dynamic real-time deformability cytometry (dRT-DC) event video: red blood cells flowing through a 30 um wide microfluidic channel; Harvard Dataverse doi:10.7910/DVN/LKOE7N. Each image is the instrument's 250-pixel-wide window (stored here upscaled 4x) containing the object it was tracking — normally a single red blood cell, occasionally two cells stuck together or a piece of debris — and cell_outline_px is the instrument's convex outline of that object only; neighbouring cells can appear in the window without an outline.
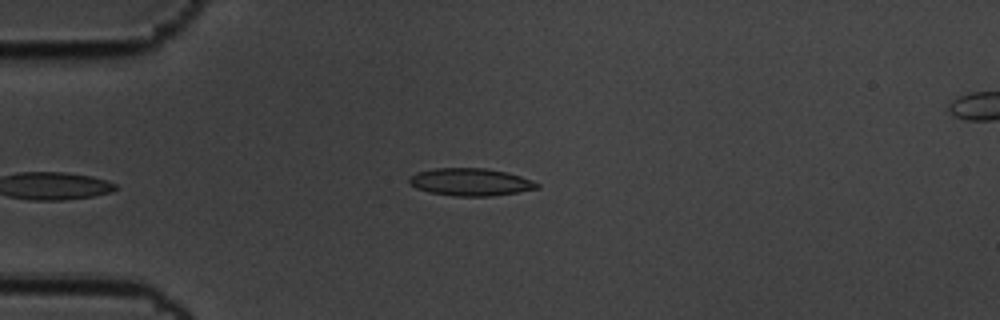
{"species": "common noctule bat (a hibernating species)", "species_latin": "Nyctalus noctula", "temperature_condition": "cold", "stored_images_in_passage": 5, "camera_frame_rate_fps": 3000, "um_per_image_px": 0.085, "animal": {"sex": "male", "body_mass_g": 19.5, "forearm_length_mm": 54.6}, "frame": {"image": 1, "passage_image": 5, "time_ms": 1.333, "image_size_px": [1000, 320], "cell_outline_px": [[540, 188], [492, 196], [452, 196], [432, 192], [416, 188], [408, 184], [408, 176], [416, 172], [432, 168], [488, 168], [508, 172], [532, 180], [540, 184]], "centroid_in_image_um": [39.97, 15.46], "position_along_channel_um": 45.0, "area_um2": 20.69}}